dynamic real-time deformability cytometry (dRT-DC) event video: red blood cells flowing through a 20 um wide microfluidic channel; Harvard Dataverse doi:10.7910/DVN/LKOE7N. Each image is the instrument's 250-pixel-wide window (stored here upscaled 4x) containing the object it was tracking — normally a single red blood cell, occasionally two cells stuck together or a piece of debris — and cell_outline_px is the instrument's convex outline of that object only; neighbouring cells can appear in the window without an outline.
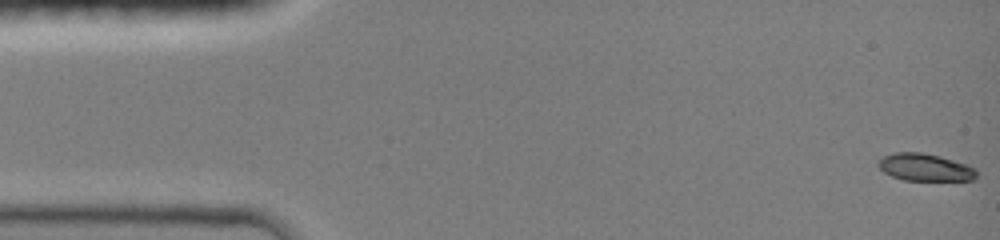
{"species": "common noctule bat (a hibernating species)", "species_latin": "Nyctalus noctula", "temperature_condition": "room temperature", "stored_images_in_passage": 6, "camera_frame_rate_fps": 3000, "um_per_image_px": 0.085, "animal": {"sex": "female", "body_mass_g": 19.0, "forearm_length_mm": 51.5}, "frame": {"image": 1, "passage_image": 1, "time_ms": 0.0, "image_size_px": [1000, 240], "cell_outline_px": [[976, 176], [972, 180], [904, 180], [892, 176], [884, 172], [880, 168], [880, 160], [884, 156], [896, 152], [920, 152], [952, 160], [976, 168]], "centroid_in_image_um": [78.63, 14.23], "position_along_channel_um": 6.4, "area_um2": 15.2}}
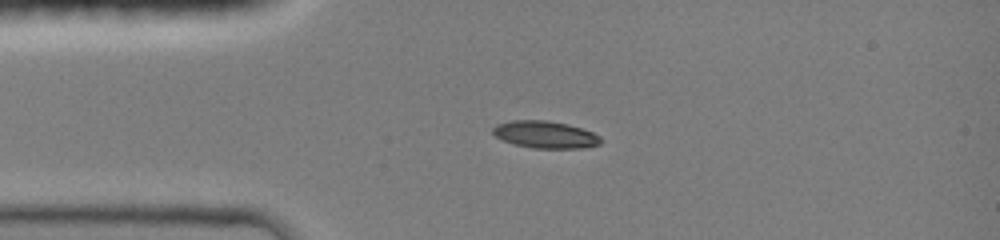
{"frame": {"image": 2, "passage_image": 5, "time_ms": 3.333, "image_size_px": [1000, 240], "cell_outline_px": [[600, 144], [580, 148], [532, 148], [516, 144], [504, 140], [496, 136], [492, 132], [492, 128], [496, 124], [512, 120], [544, 120], [564, 124], [580, 128], [592, 132], [600, 136]], "centroid_in_image_um": [46.31, 11.44], "position_along_channel_um": 38.7, "area_um2": 16.76}}